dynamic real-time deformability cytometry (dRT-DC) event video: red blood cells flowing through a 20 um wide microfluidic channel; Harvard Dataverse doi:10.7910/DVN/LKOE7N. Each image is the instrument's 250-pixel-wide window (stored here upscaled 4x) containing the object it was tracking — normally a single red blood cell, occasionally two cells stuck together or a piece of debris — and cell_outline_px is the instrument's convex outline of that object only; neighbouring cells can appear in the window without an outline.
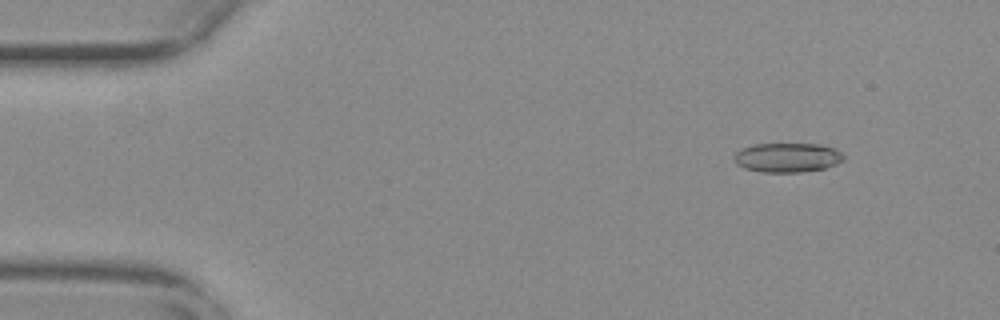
{"species": "common noctule bat (a hibernating species)", "species_latin": "Nyctalus noctula", "temperature_condition": "warm", "stored_images_in_passage": 9, "camera_frame_rate_fps": 3000, "um_per_image_px": 0.085, "animal": {"sex": "female", "body_mass_g": 29.2, "forearm_length_mm": 56.3}, "frame": {"image": 1, "passage_image": 2, "time_ms": 0.333, "image_size_px": [1000, 320], "cell_outline_px": [[844, 160], [836, 164], [824, 168], [800, 172], [760, 172], [744, 168], [736, 164], [736, 152], [740, 148], [752, 144], [820, 144], [832, 148], [840, 152], [844, 156]], "centroid_in_image_um": [66.91, 13.39], "position_along_channel_um": 18.1, "area_um2": 18.67}}